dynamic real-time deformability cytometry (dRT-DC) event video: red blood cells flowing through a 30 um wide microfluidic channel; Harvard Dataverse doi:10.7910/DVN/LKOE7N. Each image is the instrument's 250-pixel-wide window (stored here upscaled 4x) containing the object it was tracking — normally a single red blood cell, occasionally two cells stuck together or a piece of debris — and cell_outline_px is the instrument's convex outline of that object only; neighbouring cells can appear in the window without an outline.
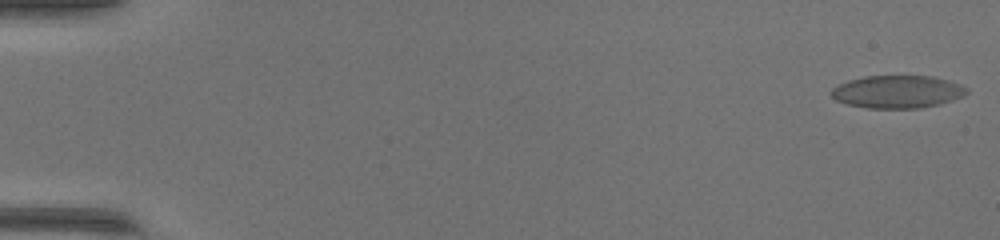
{"species": "common noctule bat (a hibernating species)", "species_latin": "Nyctalus noctula", "temperature_condition": "warm", "stored_images_in_passage": 49, "camera_frame_rate_fps": 3000, "um_per_image_px": 0.085, "animal": {"sex": "female", "body_mass_g": 17.0, "forearm_length_mm": 48.0}, "frame": {"image": 1, "passage_image": 1, "time_ms": 0.0, "image_size_px": [1000, 240], "cell_outline_px": [[968, 92], [964, 96], [940, 104], [920, 108], [868, 108], [848, 104], [836, 100], [828, 92], [836, 84], [848, 80], [864, 76], [932, 76], [948, 80], [960, 84], [968, 88]], "centroid_in_image_um": [76.27, 7.79], "position_along_channel_um": 8.7, "area_um2": 26.01}}
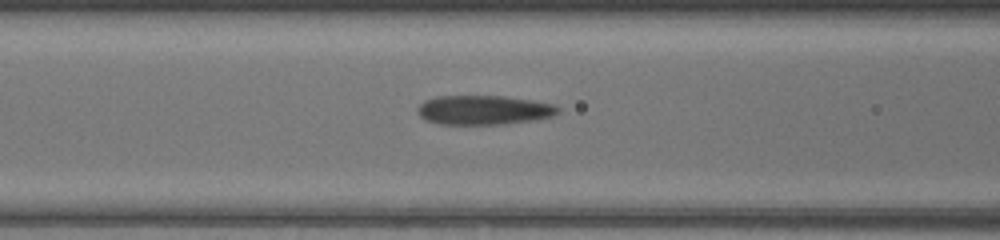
{"frame": {"image": 2, "passage_image": 22, "time_ms": 7.0, "image_size_px": [1000, 240], "cell_outline_px": [[560, 112], [552, 116], [536, 120], [504, 124], [440, 124], [424, 120], [416, 112], [416, 108], [424, 100], [436, 96], [504, 96], [532, 100], [552, 104], [560, 108]], "centroid_in_image_um": [41.09, 9.35], "position_along_channel_um": 125.5, "area_um2": 24.22}}
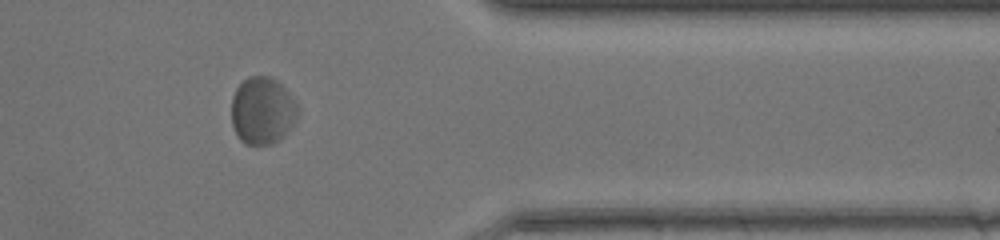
{"frame": {"image": 3, "passage_image": 42, "time_ms": 13.667, "image_size_px": [1000, 240], "cell_outline_px": [[300, 116], [292, 128], [280, 140], [272, 144], [244, 144], [240, 140], [232, 124], [232, 96], [236, 88], [248, 76], [272, 76], [292, 96], [300, 112]], "centroid_in_image_um": [22.34, 9.42], "position_along_channel_um": 389.1, "area_um2": 26.36}}